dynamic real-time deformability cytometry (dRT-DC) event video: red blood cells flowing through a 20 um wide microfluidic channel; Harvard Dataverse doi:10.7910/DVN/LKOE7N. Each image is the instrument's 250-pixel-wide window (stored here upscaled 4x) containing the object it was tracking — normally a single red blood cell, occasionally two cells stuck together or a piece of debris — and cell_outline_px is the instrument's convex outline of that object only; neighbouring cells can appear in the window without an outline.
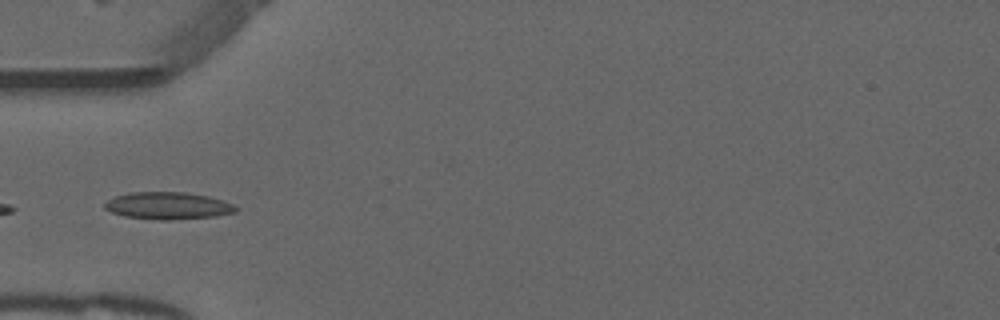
{"species": "common noctule bat (a hibernating species)", "species_latin": "Nyctalus noctula", "temperature_condition": "warm", "stored_images_in_passage": 35, "camera_frame_rate_fps": 3000, "um_per_image_px": 0.085, "animal": {"sex": "male", "forearm_length_mm": 52.5}, "frame": {"image": 1, "passage_image": 1, "time_ms": 0.0, "image_size_px": [1000, 320], "cell_outline_px": [[236, 212], [212, 216], [164, 220], [160, 220], [124, 216], [112, 212], [104, 208], [104, 204], [108, 200], [116, 196], [132, 192], [184, 192], [208, 196], [232, 204], [236, 208]], "centroid_in_image_um": [14.23, 17.48], "position_along_channel_um": 70.8, "area_um2": 20.35}}
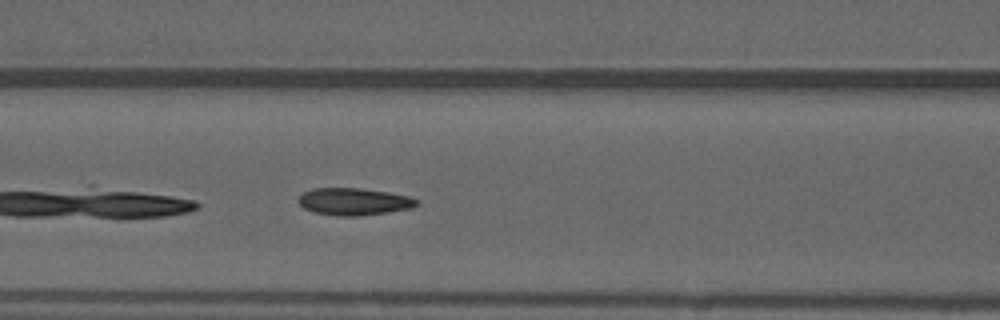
{"frame": {"image": 2, "passage_image": 6, "time_ms": 1.667, "image_size_px": [1000, 320], "cell_outline_px": [[420, 204], [412, 208], [388, 212], [356, 216], [336, 216], [312, 212], [304, 208], [296, 200], [304, 192], [312, 188], [360, 188], [388, 192], [408, 196], [420, 200]], "centroid_in_image_um": [30.09, 17.14], "position_along_channel_um": 136.5, "area_um2": 18.9}}